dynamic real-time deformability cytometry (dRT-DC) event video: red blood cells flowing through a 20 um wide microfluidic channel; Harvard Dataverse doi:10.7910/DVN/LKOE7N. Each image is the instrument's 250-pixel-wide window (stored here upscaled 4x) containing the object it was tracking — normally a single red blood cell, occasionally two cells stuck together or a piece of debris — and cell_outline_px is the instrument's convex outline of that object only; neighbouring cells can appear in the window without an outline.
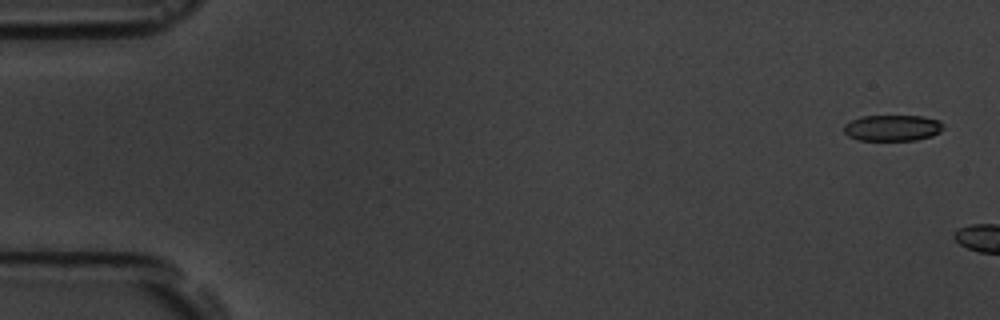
{"species": "common noctule bat (a hibernating species)", "species_latin": "Nyctalus noctula", "temperature_condition": "room temperature", "stored_images_in_passage": 2, "camera_frame_rate_fps": 3000, "um_per_image_px": 0.085, "animal": {"sex": "male", "body_mass_g": 19.5, "forearm_length_mm": 54.6}, "frame": {"image": 1, "passage_image": 1, "time_ms": 0.0, "image_size_px": [1000, 320], "cell_outline_px": [[944, 124], [940, 132], [932, 136], [916, 140], [860, 140], [848, 136], [844, 132], [844, 124], [860, 116], [924, 116], [940, 120]], "centroid_in_image_um": [75.88, 10.87], "position_along_channel_um": 9.1, "area_um2": 15.2}}